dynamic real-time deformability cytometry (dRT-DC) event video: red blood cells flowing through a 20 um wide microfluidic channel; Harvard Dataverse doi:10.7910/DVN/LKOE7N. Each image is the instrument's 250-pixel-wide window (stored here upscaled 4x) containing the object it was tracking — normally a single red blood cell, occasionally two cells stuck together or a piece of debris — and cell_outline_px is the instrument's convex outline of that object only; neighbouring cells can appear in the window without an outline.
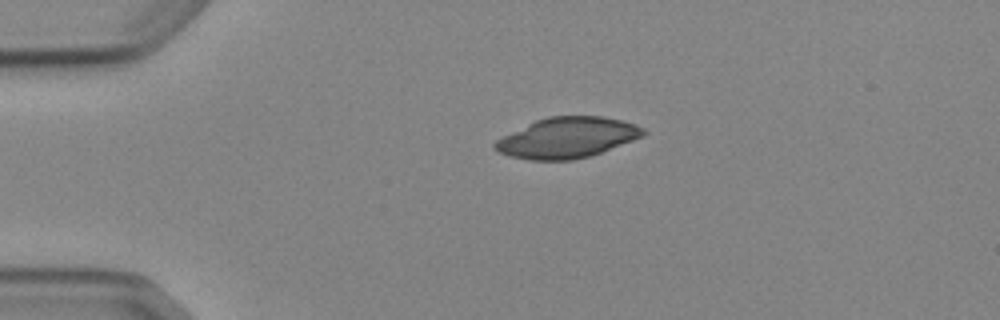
{"species": "Egyptian fruit bat (a non-hibernating species)", "species_latin": "Rousettus aegyptiacus", "temperature_condition": "cold", "stored_images_in_passage": 2, "camera_frame_rate_fps": 3000, "um_per_image_px": 0.085, "animal": {"sex": "female"}, "frame": {"image": 1, "passage_image": 1, "time_ms": 0.0, "image_size_px": [1000, 320], "cell_outline_px": [[648, 132], [644, 136], [600, 152], [588, 156], [572, 160], [528, 160], [508, 156], [496, 152], [492, 148], [492, 144], [496, 140], [536, 120], [548, 116], [604, 116], [636, 124], [644, 128]], "centroid_in_image_um": [48.2, 11.71], "position_along_channel_um": 36.8, "area_um2": 35.03}}